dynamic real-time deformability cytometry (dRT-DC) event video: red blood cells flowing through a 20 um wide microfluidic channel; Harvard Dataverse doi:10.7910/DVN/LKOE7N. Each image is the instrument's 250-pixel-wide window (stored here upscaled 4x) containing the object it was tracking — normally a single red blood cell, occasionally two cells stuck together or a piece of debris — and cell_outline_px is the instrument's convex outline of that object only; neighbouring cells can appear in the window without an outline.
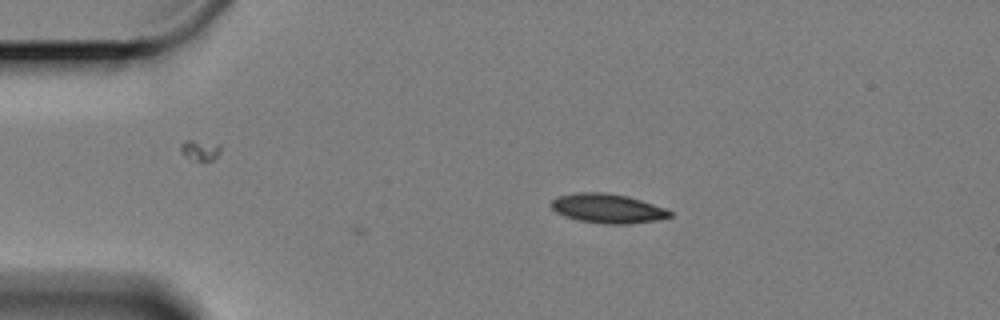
{"species": "Egyptian fruit bat (a non-hibernating species)", "species_latin": "Rousettus aegyptiacus", "temperature_condition": "cold", "stored_images_in_passage": 4, "camera_frame_rate_fps": 3000, "um_per_image_px": 0.085, "animal": {"sex": "female"}, "frame": {"image": 1, "passage_image": 4, "time_ms": 1.0, "image_size_px": [1000, 320], "cell_outline_px": [[672, 216], [656, 220], [628, 224], [608, 224], [580, 220], [564, 216], [556, 212], [548, 204], [556, 196], [572, 192], [604, 192], [628, 196], [664, 208], [672, 212]], "centroid_in_image_um": [51.59, 17.7], "position_along_channel_um": 33.4, "area_um2": 20.29}}